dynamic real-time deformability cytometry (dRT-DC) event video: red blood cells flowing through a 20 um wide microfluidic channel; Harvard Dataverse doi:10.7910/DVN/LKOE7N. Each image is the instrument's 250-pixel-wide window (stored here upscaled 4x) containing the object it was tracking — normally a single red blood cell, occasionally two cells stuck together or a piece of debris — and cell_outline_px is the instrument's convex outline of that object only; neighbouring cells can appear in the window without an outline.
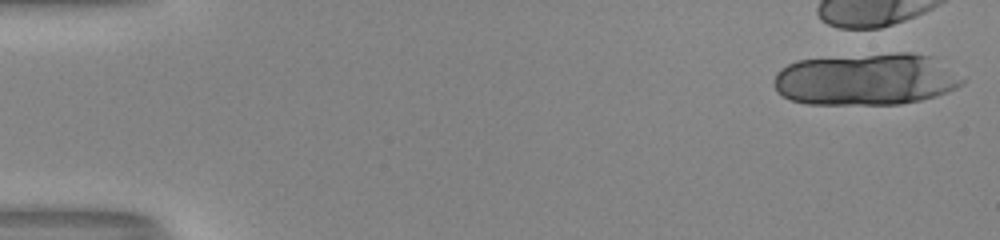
{"species": "human", "species_latin": "Homo sapiens", "temperature_condition": "room temperature", "stored_images_in_passage": 6, "camera_frame_rate_fps": 3000, "um_per_image_px": 0.085, "donor": {"sex": "male"}, "frame": {"image": 1, "passage_image": 1, "time_ms": 0.0, "image_size_px": [1000, 240], "cell_outline_px": [[964, 84], [948, 92], [936, 96], [920, 100], [900, 104], [808, 104], [792, 100], [784, 96], [776, 88], [776, 72], [780, 68], [796, 60], [896, 52], [912, 52], [932, 56], [964, 80]], "centroid_in_image_um": [73.64, 6.74], "position_along_channel_um": 11.4, "area_um2": 56.88}}